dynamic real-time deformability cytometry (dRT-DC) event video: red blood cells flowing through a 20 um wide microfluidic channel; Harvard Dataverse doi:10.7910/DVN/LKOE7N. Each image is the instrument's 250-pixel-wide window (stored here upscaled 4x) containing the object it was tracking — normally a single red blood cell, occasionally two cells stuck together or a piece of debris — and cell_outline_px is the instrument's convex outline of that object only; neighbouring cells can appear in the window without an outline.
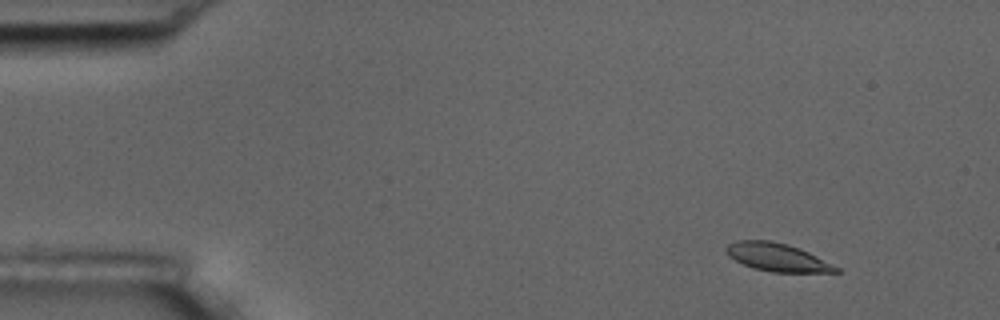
{"species": "common noctule bat (a hibernating species)", "species_latin": "Nyctalus noctula", "temperature_condition": "room temperature", "stored_images_in_passage": 6, "segment_of_instrument_passage": [1, 2], "camera_frame_rate_fps": 3000, "um_per_image_px": 0.085, "animal": {"sex": "male", "body_mass_g": 17.5, "forearm_length_mm": 52.3}, "frame": {"image": 1, "passage_image": 2, "time_ms": 1.333, "image_size_px": [1000, 320], "cell_outline_px": [[840, 272], [772, 272], [752, 268], [728, 256], [724, 248], [728, 244], [736, 240], [768, 240], [788, 244], [808, 252], [840, 268]], "centroid_in_image_um": [66.03, 21.86], "position_along_channel_um": 19.0, "area_um2": 17.86}}
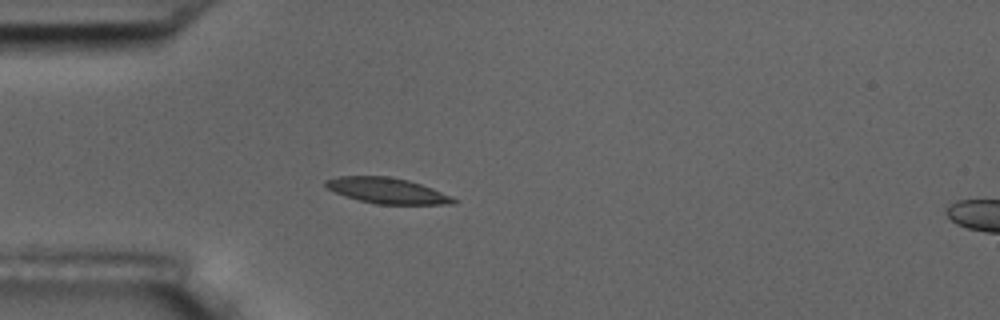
{"frame": {"image": 2, "passage_image": 5, "time_ms": 4.667, "image_size_px": [1000, 320], "cell_outline_px": [[460, 200], [452, 204], [376, 204], [344, 196], [328, 188], [324, 184], [324, 180], [340, 176], [388, 176], [408, 180], [432, 188], [452, 196]], "centroid_in_image_um": [32.93, 16.2], "position_along_channel_um": 52.1, "area_um2": 19.07}}